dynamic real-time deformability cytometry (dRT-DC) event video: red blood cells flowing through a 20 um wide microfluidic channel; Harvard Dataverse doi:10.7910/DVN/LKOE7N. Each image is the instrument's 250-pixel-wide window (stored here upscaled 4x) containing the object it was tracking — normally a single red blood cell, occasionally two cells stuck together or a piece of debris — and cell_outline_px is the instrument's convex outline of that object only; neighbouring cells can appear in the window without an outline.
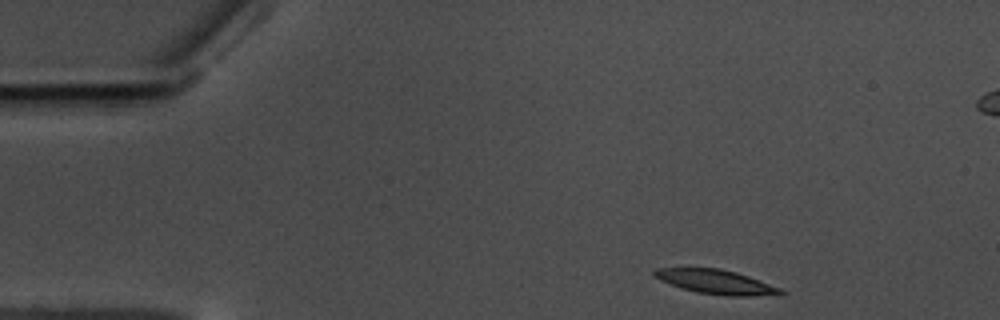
{"species": "common noctule bat (a hibernating species)", "species_latin": "Nyctalus noctula", "temperature_condition": "warm", "stored_images_in_passage": 5, "camera_frame_rate_fps": 3000, "um_per_image_px": 0.085, "animal": {"sex": "male", "body_mass_g": 17.5, "forearm_length_mm": 52.3}, "frame": {"image": 1, "passage_image": 1, "time_ms": 0.0, "image_size_px": [1000, 320], "cell_outline_px": [[788, 292], [780, 296], [724, 296], [696, 292], [680, 288], [660, 280], [652, 276], [652, 272], [656, 268], [720, 268], [736, 272], [748, 276], [780, 288]], "centroid_in_image_um": [60.9, 23.98], "position_along_channel_um": 24.1, "area_um2": 18.21}}